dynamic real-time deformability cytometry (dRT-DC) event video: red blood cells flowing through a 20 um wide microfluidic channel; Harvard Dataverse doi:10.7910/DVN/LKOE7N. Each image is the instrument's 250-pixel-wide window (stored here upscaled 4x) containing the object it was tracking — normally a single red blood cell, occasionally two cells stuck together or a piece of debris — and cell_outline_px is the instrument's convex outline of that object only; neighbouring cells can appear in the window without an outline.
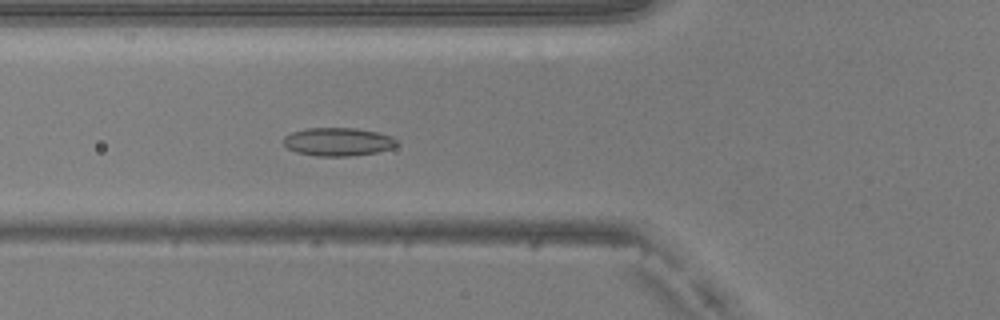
{"species": "common noctule bat (a hibernating species)", "species_latin": "Nyctalus noctula", "temperature_condition": "warm", "stored_images_in_passage": 36, "camera_frame_rate_fps": 3000, "um_per_image_px": 0.085, "animal": {"sex": "male", "body_mass_g": 20.5, "forearm_length_mm": 52.5}, "frame": {"image": 1, "passage_image": 6, "time_ms": 1.667, "image_size_px": [1000, 320], "cell_outline_px": [[400, 144], [392, 148], [376, 152], [348, 156], [316, 156], [296, 152], [288, 148], [284, 144], [284, 136], [292, 132], [308, 128], [356, 128], [376, 132], [392, 136], [400, 140]], "centroid_in_image_um": [28.77, 12.05], "position_along_channel_um": 97.0, "area_um2": 18.73}}
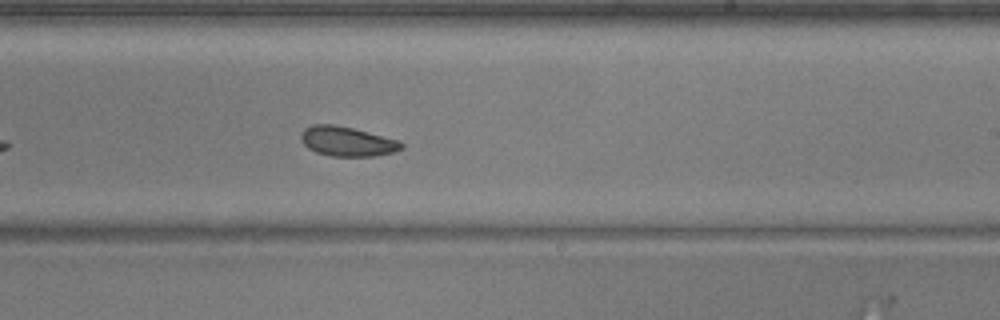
{"frame": {"image": 2, "passage_image": 18, "time_ms": 5.667, "image_size_px": [1000, 320], "cell_outline_px": [[404, 148], [392, 152], [372, 156], [332, 156], [316, 152], [308, 148], [300, 140], [300, 136], [304, 128], [312, 124], [332, 124], [352, 128], [368, 132], [396, 140], [404, 144]], "centroid_in_image_um": [29.46, 12.01], "position_along_channel_um": 259.5, "area_um2": 17.17}}
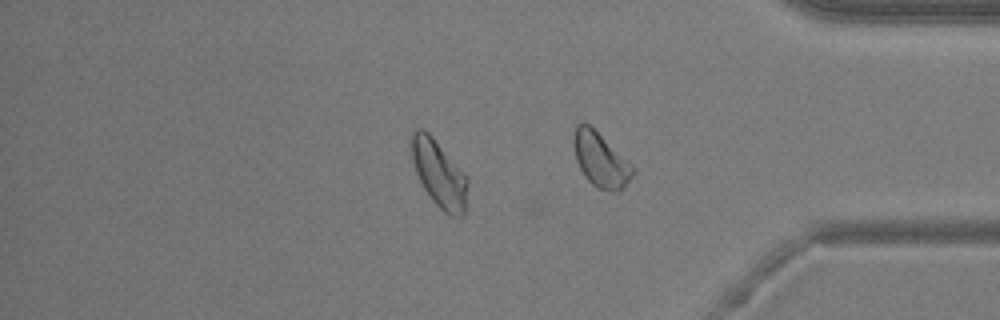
{"frame": {"image": 3, "passage_image": 28, "time_ms": 9.0, "image_size_px": [1000, 320], "cell_outline_px": [[468, 184], [464, 212], [460, 216], [448, 216], [432, 200], [424, 188], [416, 172], [412, 160], [408, 140], [412, 128], [424, 128], [432, 136], [468, 176]], "centroid_in_image_um": [37.28, 14.69], "position_along_channel_um": 397.9, "area_um2": 22.25}, "authors_computed_cell_mechanics": {"area_um2": 17.8602, "velocity_mm_per_s": 4.0429, "shape_relaxation_time_tau1_ms": null, "shape_relaxation_time_tau2_ms": 4.0693, "deformation_change_tau1": null, "deformation_change_tau2": 0.0863}}